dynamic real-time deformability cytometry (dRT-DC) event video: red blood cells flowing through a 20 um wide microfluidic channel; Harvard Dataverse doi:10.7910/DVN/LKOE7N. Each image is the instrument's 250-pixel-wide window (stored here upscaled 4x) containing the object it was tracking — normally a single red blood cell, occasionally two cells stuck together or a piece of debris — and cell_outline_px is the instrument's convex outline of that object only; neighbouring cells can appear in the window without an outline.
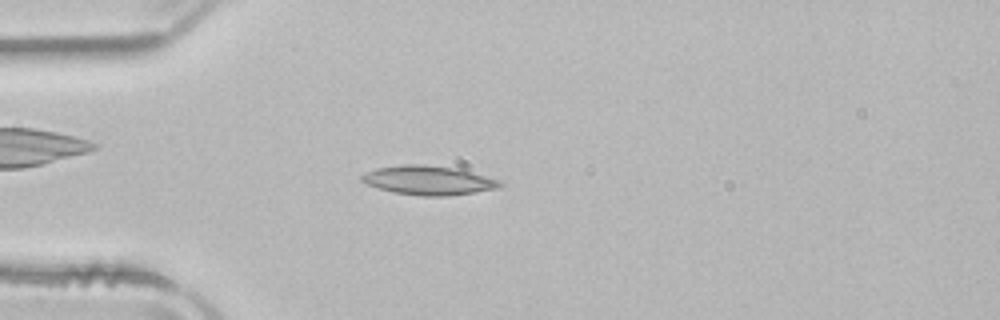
{"species": "common noctule bat (a hibernating species)", "species_latin": "Nyctalus noctula", "temperature_condition": "room temperature", "stored_images_in_passage": 51, "camera_frame_rate_fps": 3000, "um_per_image_px": 0.085, "animal": {"sex": "male", "body_mass_g": 21.5, "forearm_length_mm": 52.0}, "frame": {"image": 1, "passage_image": 13, "time_ms": 4.0, "image_size_px": [1000, 320], "cell_outline_px": [[504, 184], [500, 188], [476, 192], [448, 196], [420, 196], [392, 192], [364, 184], [360, 180], [360, 176], [364, 172], [376, 168], [404, 164], [424, 164], [456, 168], [500, 180]], "centroid_in_image_um": [36.39, 15.33], "position_along_channel_um": 48.6, "area_um2": 23.76}}
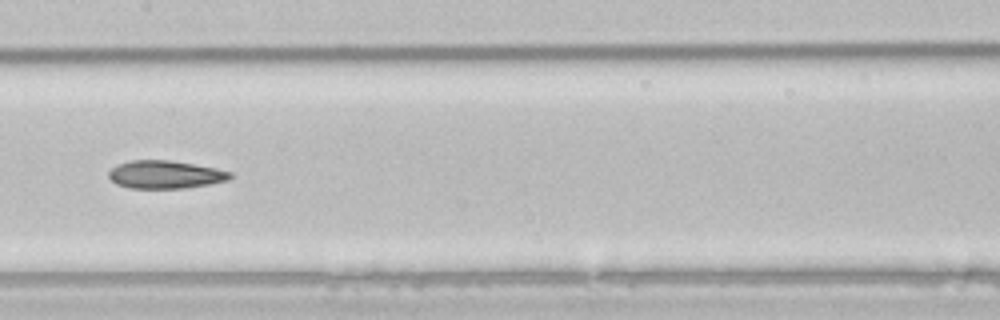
{"frame": {"image": 2, "passage_image": 25, "time_ms": 8.0, "image_size_px": [1000, 320], "cell_outline_px": [[232, 176], [228, 180], [208, 184], [184, 188], [128, 188], [116, 184], [108, 176], [108, 172], [116, 164], [128, 160], [168, 160], [216, 168], [232, 172]], "centroid_in_image_um": [14.01, 14.83], "position_along_channel_um": 193.4, "area_um2": 19.77}}
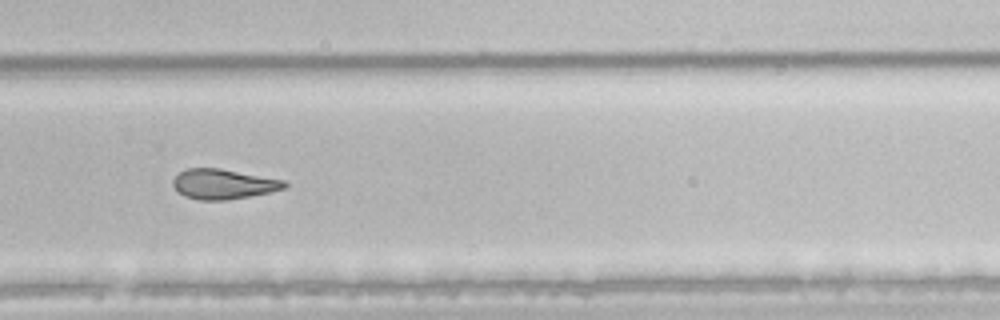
{"frame": {"image": 3, "passage_image": 34, "time_ms": 11.0, "image_size_px": [1000, 320], "cell_outline_px": [[288, 188], [272, 192], [228, 200], [200, 200], [184, 196], [172, 184], [172, 180], [180, 172], [188, 168], [220, 168], [284, 180], [288, 184]], "centroid_in_image_um": [19.03, 15.65], "position_along_channel_um": 310.8, "area_um2": 19.54}, "authors_computed_cell_mechanics": {"area_um2": 21.6172, "velocity_mm_per_s": 3.9429, "shape_relaxation_time_tau1_ms": null, "shape_relaxation_time_tau2_ms": 6.6109, "deformation_change_tau1": null, "deformation_change_tau2": 0.1697}}